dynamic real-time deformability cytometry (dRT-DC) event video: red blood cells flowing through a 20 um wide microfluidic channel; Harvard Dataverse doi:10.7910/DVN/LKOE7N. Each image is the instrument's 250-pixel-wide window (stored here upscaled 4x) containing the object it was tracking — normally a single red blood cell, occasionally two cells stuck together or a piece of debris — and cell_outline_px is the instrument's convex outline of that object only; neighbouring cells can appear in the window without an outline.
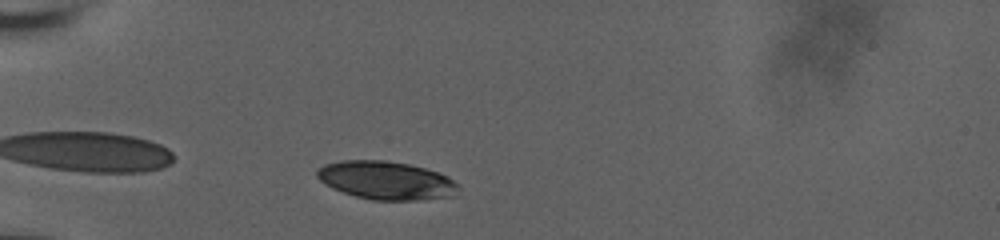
{"species": "human", "species_latin": "Homo sapiens", "temperature_condition": "room temperature", "stored_images_in_passage": 34, "camera_frame_rate_fps": 3000, "um_per_image_px": 0.085, "donor": {"sex": "male"}, "frame": {"image": 1, "passage_image": 3, "time_ms": 0.667, "image_size_px": [1000, 240], "cell_outline_px": [[460, 184], [452, 196], [416, 200], [372, 200], [356, 196], [332, 188], [320, 180], [316, 176], [316, 172], [324, 164], [344, 160], [384, 160], [408, 164], [424, 168], [448, 176]], "centroid_in_image_um": [32.82, 15.33], "position_along_channel_um": 52.2, "area_um2": 31.27}}
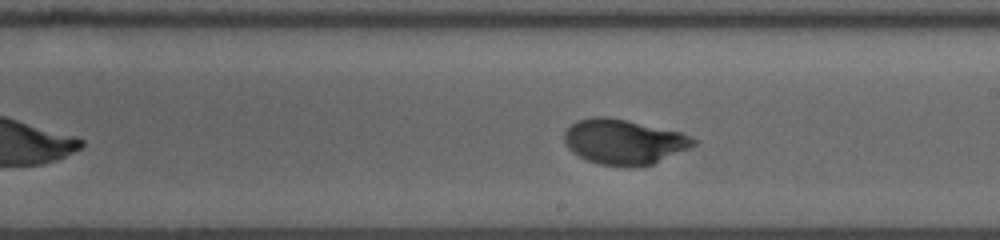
{"frame": {"image": 2, "passage_image": 20, "time_ms": 6.333, "image_size_px": [1000, 240], "cell_outline_px": [[700, 140], [696, 144], [688, 148], [652, 164], [632, 168], [600, 164], [588, 160], [572, 152], [568, 148], [564, 140], [564, 132], [576, 120], [592, 116], [604, 116], [624, 120], [680, 132]], "centroid_in_image_um": [53.01, 12.06], "position_along_channel_um": 236.0, "area_um2": 33.76}}
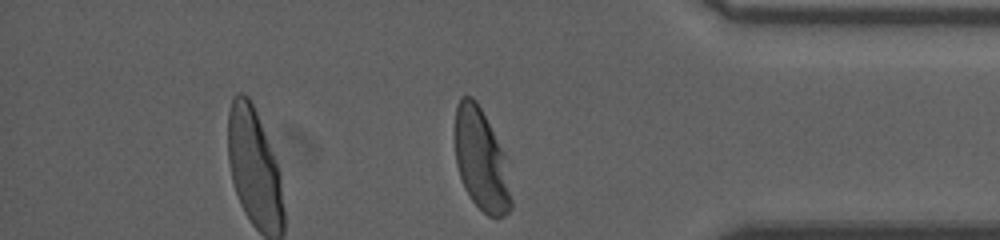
{"frame": {"image": 3, "passage_image": 34, "time_ms": 11.0, "image_size_px": [1000, 240], "cell_outline_px": [[512, 208], [504, 216], [496, 220], [488, 216], [472, 200], [464, 188], [456, 164], [456, 104], [460, 96], [472, 96], [476, 100], [504, 156], [512, 200]], "centroid_in_image_um": [40.89, 13.65], "position_along_channel_um": 394.3, "area_um2": 32.66}, "authors_computed_cell_mechanics": {"area_um2": 33.5818, "velocity_mm_per_s": 3.6935, "shape_relaxation_time_tau1_ms": 3.314, "shape_relaxation_time_tau2_ms": null, "deformation_change_tau1": 0.1639, "deformation_change_tau2": null}}